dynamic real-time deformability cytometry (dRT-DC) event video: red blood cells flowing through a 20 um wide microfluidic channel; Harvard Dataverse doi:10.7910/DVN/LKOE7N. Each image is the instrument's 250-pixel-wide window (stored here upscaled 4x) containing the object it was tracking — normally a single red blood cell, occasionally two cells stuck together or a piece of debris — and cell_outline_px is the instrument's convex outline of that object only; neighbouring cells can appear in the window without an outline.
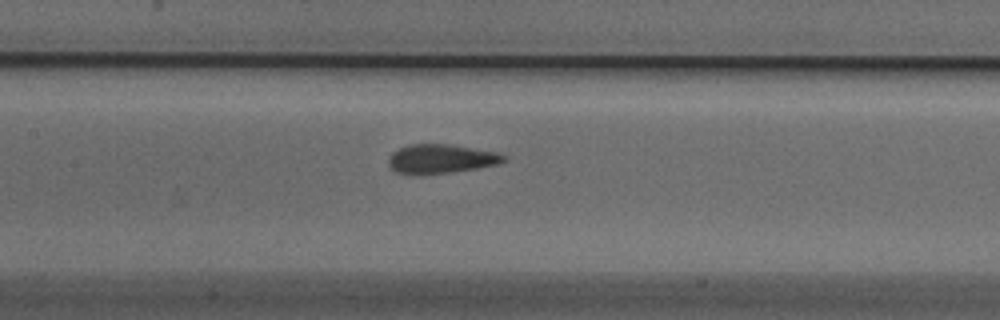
{"species": "Egyptian fruit bat (a non-hibernating species)", "species_latin": "Rousettus aegyptiacus", "temperature_condition": "cold", "stored_images_in_passage": 39, "camera_frame_rate_fps": 3000, "um_per_image_px": 0.085, "animal": {"sex": "male"}, "frame": {"image": 1, "passage_image": 20, "time_ms": 6.333, "image_size_px": [1000, 320], "cell_outline_px": [[508, 160], [500, 164], [476, 168], [420, 176], [396, 172], [388, 164], [388, 160], [392, 152], [408, 144], [448, 144], [496, 152], [508, 156]], "centroid_in_image_um": [37.49, 13.51], "position_along_channel_um": 169.9, "area_um2": 19.71}}
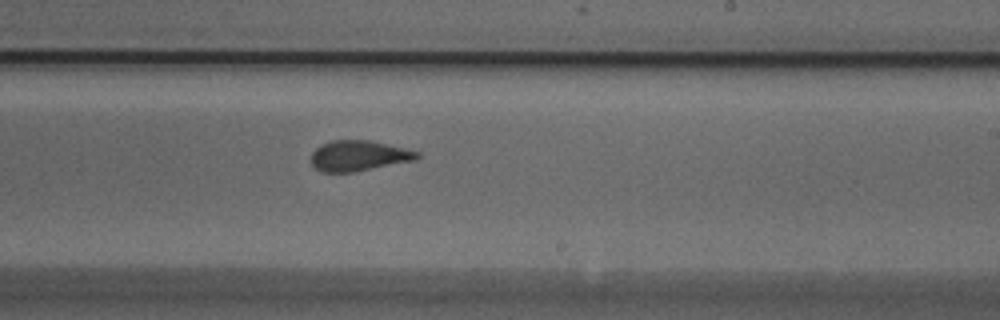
{"frame": {"image": 2, "passage_image": 27, "time_ms": 8.667, "image_size_px": [1000, 320], "cell_outline_px": [[420, 156], [416, 160], [356, 172], [320, 172], [308, 160], [312, 152], [320, 144], [332, 140], [372, 140], [420, 152]], "centroid_in_image_um": [30.47, 13.24], "position_along_channel_um": 258.5, "area_um2": 19.19}}
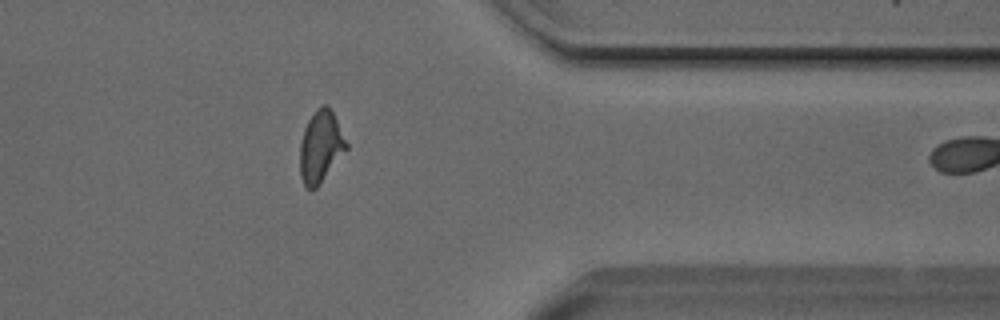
{"frame": {"image": 3, "passage_image": 38, "time_ms": 12.333, "image_size_px": [1000, 320], "cell_outline_px": [[348, 148], [320, 184], [316, 188], [308, 188], [304, 184], [300, 176], [300, 144], [304, 128], [308, 120], [316, 108], [324, 104], [328, 104], [348, 144]], "centroid_in_image_um": [27.25, 12.46], "position_along_channel_um": 384.2, "area_um2": 19.25}}